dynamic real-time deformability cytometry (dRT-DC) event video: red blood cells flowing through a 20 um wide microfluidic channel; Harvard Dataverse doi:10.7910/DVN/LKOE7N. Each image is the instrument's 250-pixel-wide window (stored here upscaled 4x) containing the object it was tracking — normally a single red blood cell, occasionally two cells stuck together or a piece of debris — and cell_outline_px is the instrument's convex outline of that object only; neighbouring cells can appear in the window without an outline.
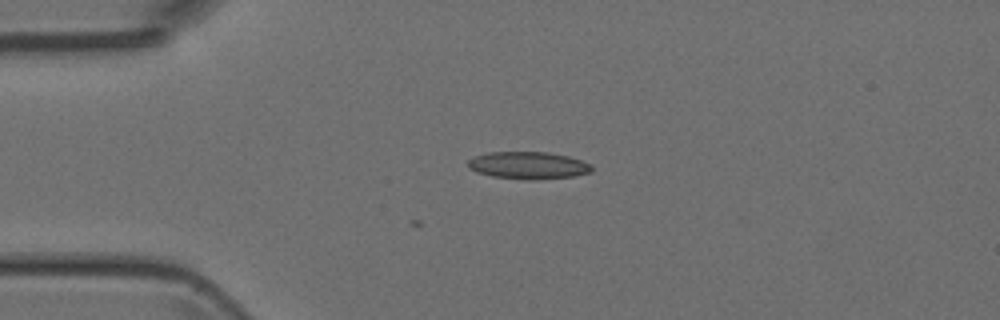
{"species": "Egyptian fruit bat (a non-hibernating species)", "species_latin": "Rousettus aegyptiacus", "temperature_condition": "room temperature", "stored_images_in_passage": 5, "camera_frame_rate_fps": 3000, "um_per_image_px": 0.085, "animal": {"sex": "female"}, "frame": {"image": 1, "passage_image": 5, "time_ms": 1.333, "image_size_px": [1000, 320], "cell_outline_px": [[592, 172], [576, 176], [536, 180], [528, 180], [492, 176], [476, 172], [468, 168], [468, 160], [472, 156], [488, 152], [548, 152], [568, 156], [592, 164]], "centroid_in_image_um": [44.9, 14.06], "position_along_channel_um": 40.1, "area_um2": 19.94}}